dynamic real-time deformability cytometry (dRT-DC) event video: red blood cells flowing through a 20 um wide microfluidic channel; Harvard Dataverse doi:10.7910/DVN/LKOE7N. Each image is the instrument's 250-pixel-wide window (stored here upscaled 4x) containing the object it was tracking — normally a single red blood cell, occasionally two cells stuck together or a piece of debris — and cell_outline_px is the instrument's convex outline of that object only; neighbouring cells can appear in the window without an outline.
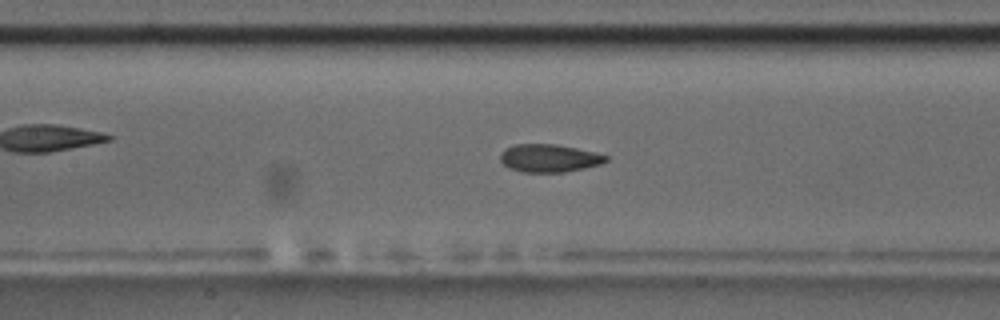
{"species": "common noctule bat (a hibernating species)", "species_latin": "Nyctalus noctula", "temperature_condition": "room temperature", "stored_images_in_passage": 43, "camera_frame_rate_fps": 3000, "um_per_image_px": 0.085, "animal": {"sex": "male", "body_mass_g": 17.5, "forearm_length_mm": 52.3}, "frame": {"image": 1, "passage_image": 13, "time_ms": 4.0, "image_size_px": [1000, 320], "cell_outline_px": [[608, 160], [600, 164], [584, 168], [564, 172], [520, 172], [508, 168], [500, 160], [500, 152], [504, 148], [516, 144], [556, 144], [596, 152], [608, 156]], "centroid_in_image_um": [46.65, 13.44], "position_along_channel_um": 160.8, "area_um2": 17.28}, "authors_computed_cell_mechanics": {"area_um2": 17.5712, "velocity_mm_per_s": 3.6698, "shape_relaxation_time_tau1_ms": null, "shape_relaxation_time_tau2_ms": 2.2431, "deformation_change_tau1": null, "deformation_change_tau2": 0.0785}}